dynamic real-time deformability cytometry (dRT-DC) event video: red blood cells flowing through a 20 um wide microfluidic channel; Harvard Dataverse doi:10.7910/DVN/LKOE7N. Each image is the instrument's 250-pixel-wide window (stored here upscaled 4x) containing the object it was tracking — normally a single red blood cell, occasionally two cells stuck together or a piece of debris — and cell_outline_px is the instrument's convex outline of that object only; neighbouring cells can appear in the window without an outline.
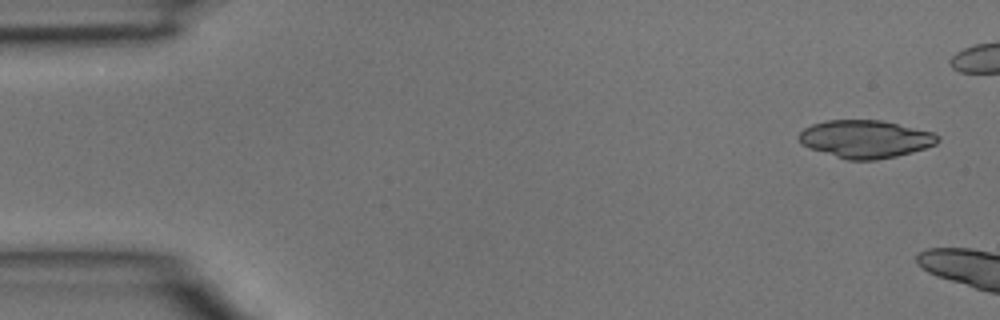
{"species": "common noctule bat (a hibernating species)", "species_latin": "Nyctalus noctula", "temperature_condition": "room temperature", "stored_images_in_passage": 3, "camera_frame_rate_fps": 3000, "um_per_image_px": 0.085, "animal": {"sex": "male", "body_mass_g": 15.6}, "frame": {"image": 1, "passage_image": 1, "time_ms": 0.0, "image_size_px": [1000, 320], "cell_outline_px": [[940, 140], [936, 144], [912, 152], [896, 156], [876, 160], [848, 160], [812, 148], [804, 144], [796, 136], [804, 128], [812, 124], [828, 120], [880, 120], [932, 132], [940, 136]], "centroid_in_image_um": [73.58, 11.81], "position_along_channel_um": 11.4, "area_um2": 30.17}}